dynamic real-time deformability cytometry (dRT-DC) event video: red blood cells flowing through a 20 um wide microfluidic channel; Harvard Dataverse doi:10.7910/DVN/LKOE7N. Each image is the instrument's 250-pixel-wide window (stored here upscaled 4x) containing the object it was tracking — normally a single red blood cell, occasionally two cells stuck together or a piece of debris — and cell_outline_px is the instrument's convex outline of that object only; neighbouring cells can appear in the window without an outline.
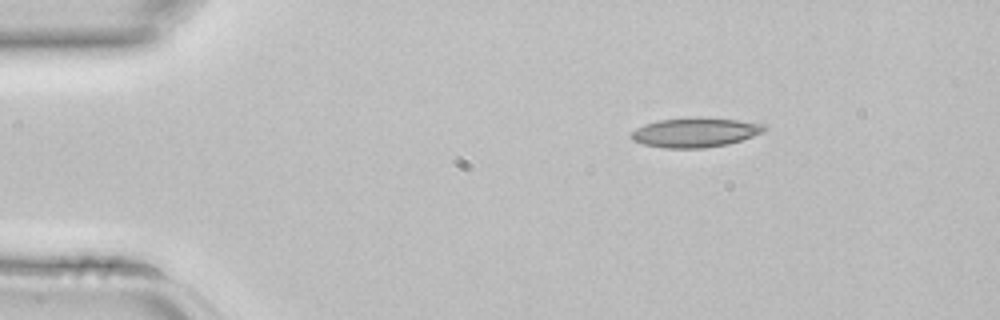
{"species": "common noctule bat (a hibernating species)", "species_latin": "Nyctalus noctula", "temperature_condition": "room temperature", "stored_images_in_passage": 3, "camera_frame_rate_fps": 3000, "um_per_image_px": 0.085, "animal": {"sex": "female", "body_mass_g": 22.7, "forearm_length_mm": 54.2}, "frame": {"image": 1, "passage_image": 1, "time_ms": 0.0, "image_size_px": [1000, 320], "cell_outline_px": [[768, 128], [764, 132], [728, 144], [704, 148], [664, 148], [644, 144], [632, 140], [632, 132], [636, 128], [644, 124], [660, 120], [696, 116], [700, 116], [736, 120], [768, 124]], "centroid_in_image_um": [59.13, 11.24], "position_along_channel_um": 25.9, "area_um2": 23.06}}
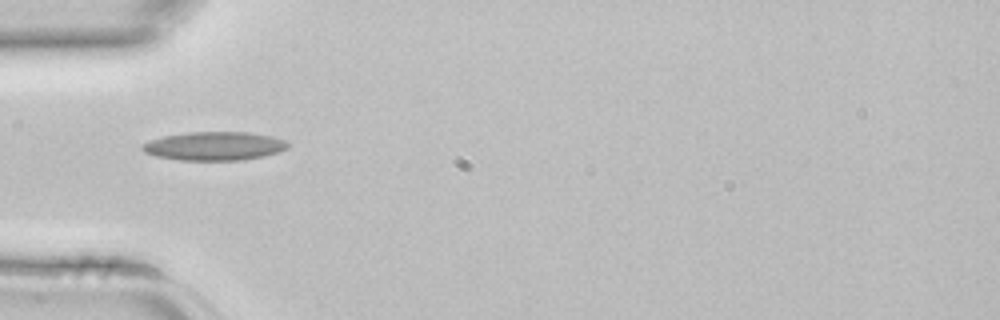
{"frame": {"image": 2, "passage_image": 3, "time_ms": 0.667, "image_size_px": [1000, 320], "cell_outline_px": [[288, 148], [264, 156], [244, 160], [180, 160], [156, 156], [144, 152], [140, 148], [140, 144], [164, 136], [188, 132], [248, 132], [272, 136], [284, 140], [288, 144]], "centroid_in_image_um": [18.2, 12.41], "position_along_channel_um": 66.8, "area_um2": 24.22}}